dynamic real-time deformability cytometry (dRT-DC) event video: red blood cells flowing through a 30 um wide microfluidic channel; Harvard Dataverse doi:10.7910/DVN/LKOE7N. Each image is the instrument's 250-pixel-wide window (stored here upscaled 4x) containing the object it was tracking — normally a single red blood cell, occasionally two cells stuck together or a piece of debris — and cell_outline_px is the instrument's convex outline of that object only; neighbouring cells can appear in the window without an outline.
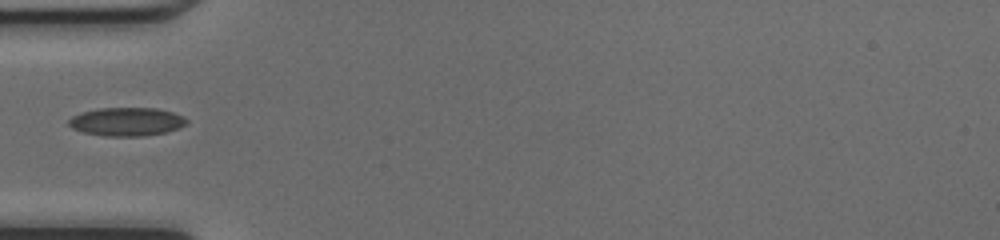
{"species": "common noctule bat (a hibernating species)", "species_latin": "Nyctalus noctula", "temperature_condition": "cold", "stored_images_in_passage": 33, "camera_frame_rate_fps": 3000, "um_per_image_px": 0.085, "animal": {"sex": "female", "body_mass_g": 17.0, "forearm_length_mm": 48.0}, "frame": {"image": 1, "passage_image": 1, "time_ms": 0.0, "image_size_px": [1000, 240], "cell_outline_px": [[188, 120], [180, 128], [168, 132], [144, 136], [104, 136], [84, 132], [72, 128], [68, 124], [68, 120], [72, 116], [84, 112], [100, 108], [156, 108], [172, 112], [184, 116]], "centroid_in_image_um": [10.79, 10.35], "position_along_channel_um": 74.2, "area_um2": 19.54}}
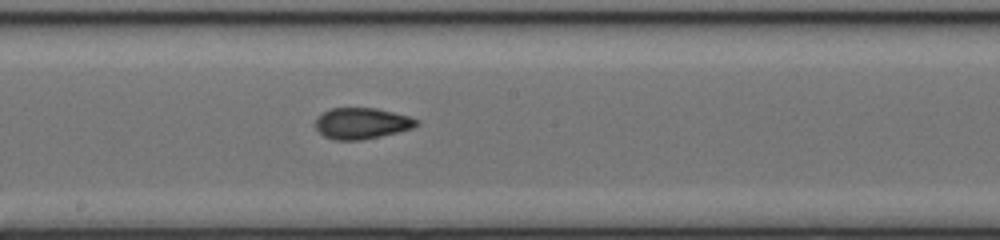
{"frame": {"image": 2, "passage_image": 11, "time_ms": 3.333, "image_size_px": [1000, 240], "cell_outline_px": [[420, 124], [412, 128], [380, 136], [360, 140], [332, 140], [324, 136], [316, 128], [316, 116], [332, 108], [376, 108], [408, 116], [420, 120]], "centroid_in_image_um": [30.74, 10.48], "position_along_channel_um": 217.5, "area_um2": 18.26}}
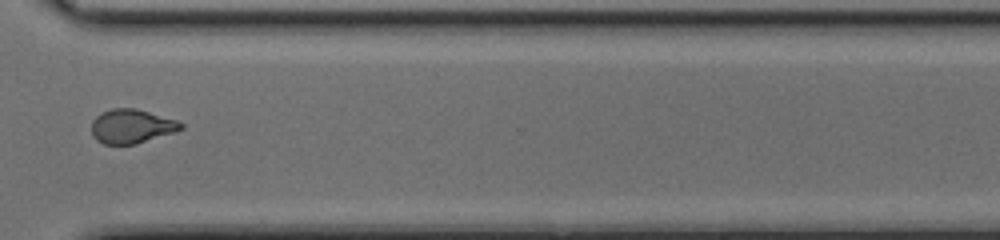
{"frame": {"image": 3, "passage_image": 21, "time_ms": 6.667, "image_size_px": [1000, 240], "cell_outline_px": [[184, 128], [176, 132], [136, 144], [104, 144], [96, 140], [92, 136], [92, 120], [96, 116], [112, 108], [136, 108], [176, 120], [184, 124]], "centroid_in_image_um": [11.2, 10.74], "position_along_channel_um": 359.4, "area_um2": 17.8}}